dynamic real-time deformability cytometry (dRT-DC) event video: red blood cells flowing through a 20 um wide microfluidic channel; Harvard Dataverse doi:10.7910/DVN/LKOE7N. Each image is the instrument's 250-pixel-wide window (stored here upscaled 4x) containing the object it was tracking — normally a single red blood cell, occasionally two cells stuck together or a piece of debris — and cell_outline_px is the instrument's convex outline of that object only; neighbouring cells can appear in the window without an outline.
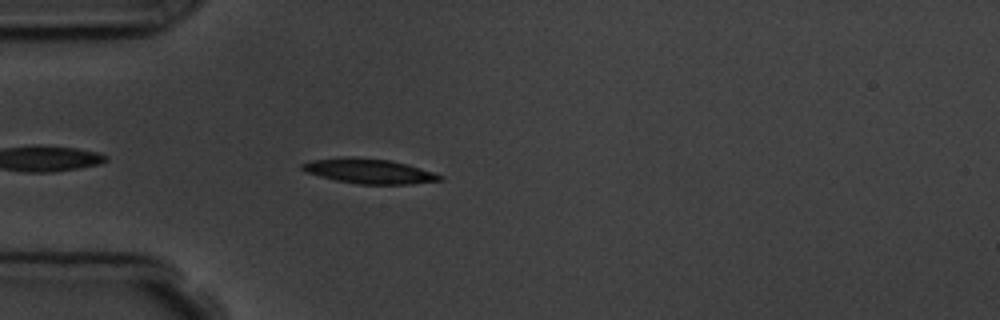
{"species": "common noctule bat (a hibernating species)", "species_latin": "Nyctalus noctula", "temperature_condition": "room temperature", "stored_images_in_passage": 5, "camera_frame_rate_fps": 3000, "um_per_image_px": 0.085, "animal": {"sex": "male", "body_mass_g": 19.5, "forearm_length_mm": 54.6}, "frame": {"image": 1, "passage_image": 5, "time_ms": 4.667, "image_size_px": [1000, 320], "cell_outline_px": [[444, 180], [412, 184], [360, 184], [336, 180], [304, 172], [300, 168], [300, 164], [312, 160], [388, 160], [408, 164], [444, 176]], "centroid_in_image_um": [31.46, 14.61], "position_along_channel_um": 53.5, "area_um2": 18.84}}